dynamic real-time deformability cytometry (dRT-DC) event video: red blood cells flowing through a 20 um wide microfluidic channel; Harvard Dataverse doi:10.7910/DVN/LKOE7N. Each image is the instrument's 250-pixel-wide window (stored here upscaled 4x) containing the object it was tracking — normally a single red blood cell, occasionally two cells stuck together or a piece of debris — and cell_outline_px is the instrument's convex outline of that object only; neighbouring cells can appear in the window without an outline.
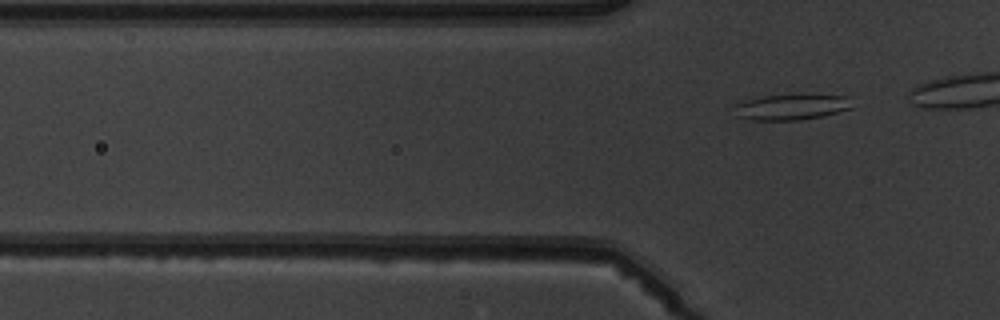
{"species": "common noctule bat (a hibernating species)", "species_latin": "Nyctalus noctula", "temperature_condition": "warm", "stored_images_in_passage": 6, "camera_frame_rate_fps": 3000, "um_per_image_px": 0.085, "animal": {"sex": "male", "body_mass_g": 19.5, "forearm_length_mm": 54.6}, "frame": {"image": 1, "passage_image": 6, "time_ms": 7.0, "image_size_px": [1000, 320], "cell_outline_px": [[852, 108], [820, 116], [796, 120], [752, 120], [736, 116], [736, 104], [748, 100], [764, 96], [848, 96]], "centroid_in_image_um": [67.24, 9.12], "position_along_channel_um": 58.6, "area_um2": 16.76}}